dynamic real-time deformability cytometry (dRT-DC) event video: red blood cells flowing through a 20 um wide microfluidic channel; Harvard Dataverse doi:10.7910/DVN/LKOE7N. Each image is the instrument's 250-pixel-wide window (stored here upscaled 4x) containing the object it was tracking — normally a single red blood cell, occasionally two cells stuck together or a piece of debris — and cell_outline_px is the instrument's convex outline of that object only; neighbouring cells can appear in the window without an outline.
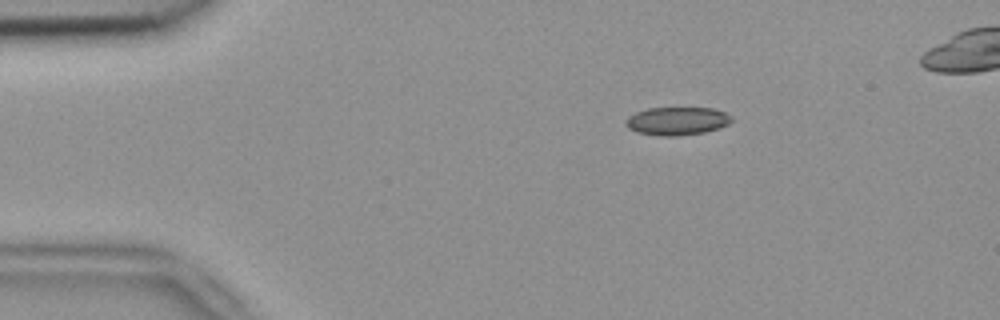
{"species": "common noctule bat (a hibernating species)", "species_latin": "Nyctalus noctula", "temperature_condition": "room temperature", "stored_images_in_passage": 42, "camera_frame_rate_fps": 3000, "um_per_image_px": 0.085, "animal": {"sex": "female", "body_mass_g": 18.4}, "frame": {"image": 1, "passage_image": 1, "time_ms": 0.0, "image_size_px": [1000, 320], "cell_outline_px": [[732, 120], [728, 124], [720, 128], [704, 132], [676, 136], [660, 136], [636, 132], [628, 128], [624, 124], [624, 120], [628, 116], [636, 112], [648, 108], [712, 108], [724, 112], [732, 116]], "centroid_in_image_um": [57.52, 10.29], "position_along_channel_um": 27.5, "area_um2": 17.46}}
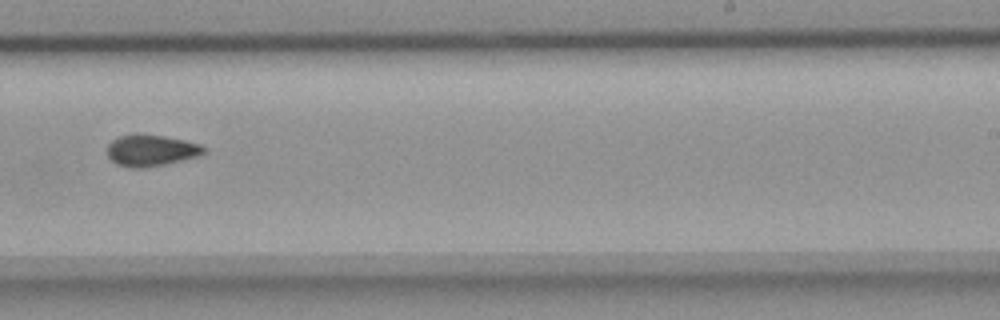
{"frame": {"image": 2, "passage_image": 25, "time_ms": 8.0, "image_size_px": [1000, 320], "cell_outline_px": [[208, 152], [200, 156], [164, 164], [140, 168], [132, 168], [116, 164], [108, 156], [108, 144], [112, 140], [120, 136], [132, 132], [140, 132], [164, 136], [184, 140], [200, 144]], "centroid_in_image_um": [12.84, 12.76], "position_along_channel_um": 276.2, "area_um2": 17.98}}
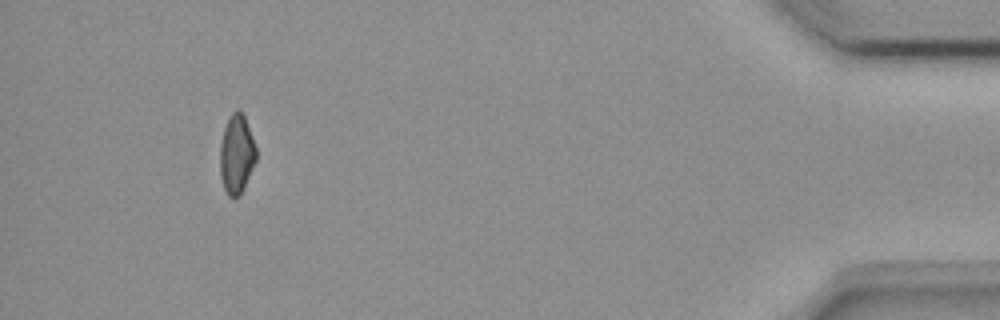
{"frame": {"image": 3, "passage_image": 41, "time_ms": 13.333, "image_size_px": [1000, 320], "cell_outline_px": [[256, 160], [244, 188], [240, 196], [228, 196], [224, 188], [220, 176], [220, 144], [224, 128], [228, 116], [236, 108], [244, 116], [256, 148]], "centroid_in_image_um": [20.09, 13.11], "position_along_channel_um": 415.1, "area_um2": 16.59}}